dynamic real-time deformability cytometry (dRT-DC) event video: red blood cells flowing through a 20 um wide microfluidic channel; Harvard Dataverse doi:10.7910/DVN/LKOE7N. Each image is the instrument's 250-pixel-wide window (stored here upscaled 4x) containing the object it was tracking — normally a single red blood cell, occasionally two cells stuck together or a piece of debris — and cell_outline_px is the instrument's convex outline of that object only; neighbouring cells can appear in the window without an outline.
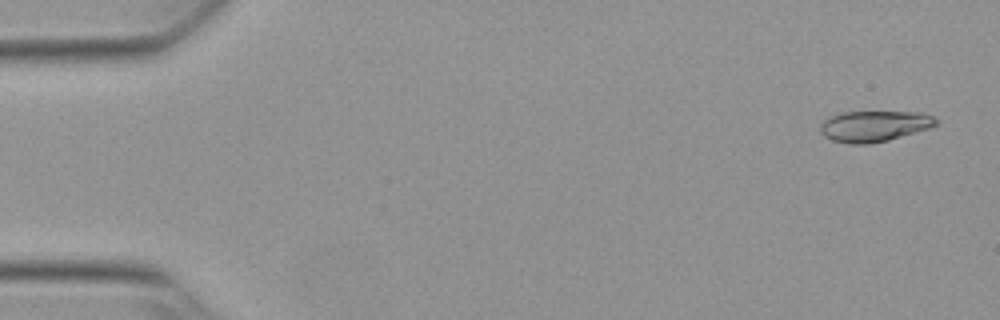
{"species": "Egyptian fruit bat (a non-hibernating species)", "species_latin": "Rousettus aegyptiacus", "temperature_condition": "warm", "stored_images_in_passage": 15, "camera_frame_rate_fps": 3000, "um_per_image_px": 0.085, "animal": {"sex": "female"}, "frame": {"image": 1, "passage_image": 2, "time_ms": 0.333, "image_size_px": [1000, 320], "cell_outline_px": [[940, 124], [928, 128], [888, 140], [868, 144], [848, 144], [832, 140], [824, 136], [820, 132], [820, 124], [828, 116], [844, 112], [920, 112], [932, 116], [940, 120]], "centroid_in_image_um": [74.3, 10.72], "position_along_channel_um": 10.7, "area_um2": 20.92}}
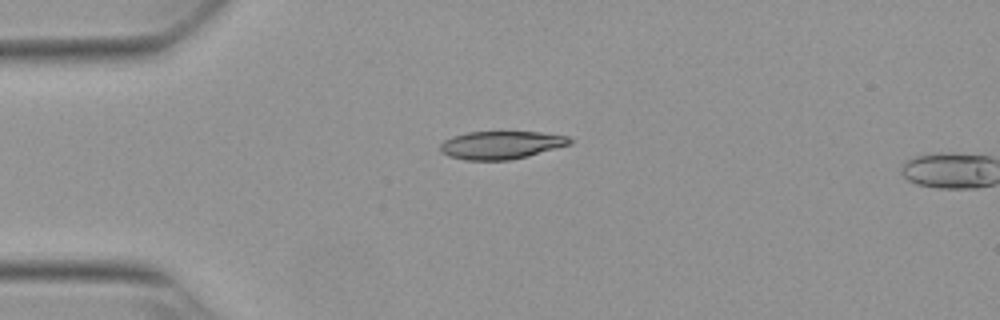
{"frame": {"image": 2, "passage_image": 13, "time_ms": 4.0, "image_size_px": [1000, 320], "cell_outline_px": [[572, 144], [528, 156], [508, 160], [464, 160], [448, 156], [440, 152], [440, 144], [444, 140], [452, 136], [468, 132], [540, 132], [568, 136], [572, 140]], "centroid_in_image_um": [42.58, 12.33], "position_along_channel_um": 42.4, "area_um2": 21.21}}